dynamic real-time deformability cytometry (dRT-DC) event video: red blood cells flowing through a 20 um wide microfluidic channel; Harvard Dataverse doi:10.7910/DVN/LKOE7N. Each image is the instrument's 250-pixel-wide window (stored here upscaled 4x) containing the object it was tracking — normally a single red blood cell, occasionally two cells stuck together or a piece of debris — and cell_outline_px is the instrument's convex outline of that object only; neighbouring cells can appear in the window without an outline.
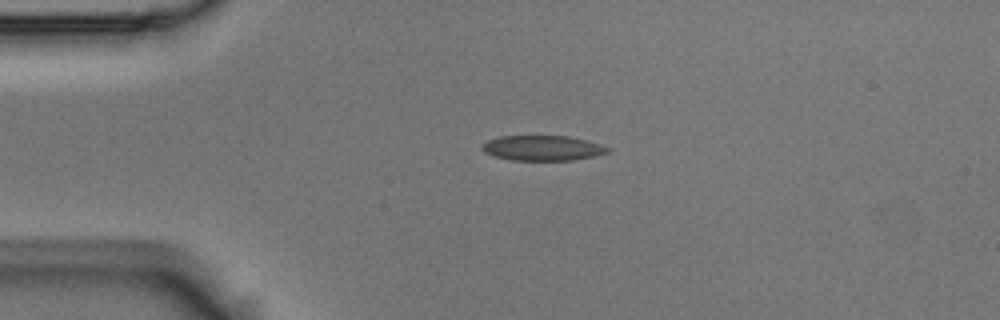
{"species": "Egyptian fruit bat (a non-hibernating species)", "species_latin": "Rousettus aegyptiacus", "temperature_condition": "room temperature", "stored_images_in_passage": 4, "camera_frame_rate_fps": 3000, "um_per_image_px": 0.085, "animal": {"sex": "male"}, "frame": {"image": 1, "passage_image": 2, "time_ms": 0.333, "image_size_px": [1000, 320], "cell_outline_px": [[612, 152], [596, 156], [572, 160], [512, 160], [492, 156], [484, 152], [480, 148], [480, 144], [488, 140], [500, 136], [568, 136], [600, 144], [612, 148]], "centroid_in_image_um": [46.12, 12.59], "position_along_channel_um": 38.9, "area_um2": 18.61}}
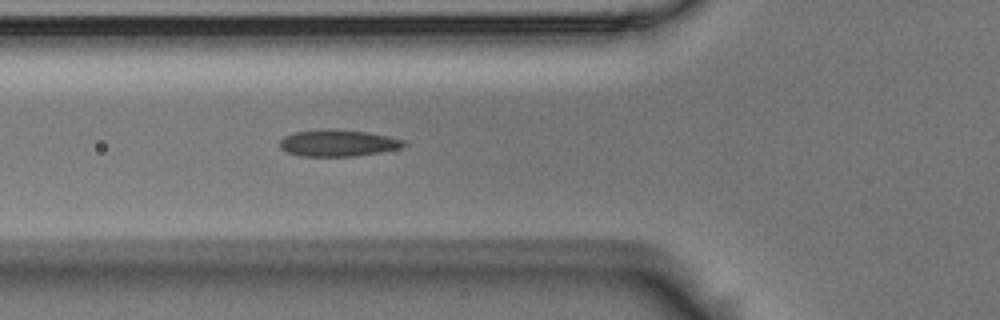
{"frame": {"image": 2, "passage_image": 4, "time_ms": 1.0, "image_size_px": [1000, 320], "cell_outline_px": [[408, 144], [400, 148], [380, 152], [356, 156], [300, 156], [288, 152], [280, 148], [280, 140], [284, 136], [292, 132], [328, 128], [336, 128], [368, 132], [408, 140]], "centroid_in_image_um": [28.75, 12.14], "position_along_channel_um": 97.0, "area_um2": 19.65}}